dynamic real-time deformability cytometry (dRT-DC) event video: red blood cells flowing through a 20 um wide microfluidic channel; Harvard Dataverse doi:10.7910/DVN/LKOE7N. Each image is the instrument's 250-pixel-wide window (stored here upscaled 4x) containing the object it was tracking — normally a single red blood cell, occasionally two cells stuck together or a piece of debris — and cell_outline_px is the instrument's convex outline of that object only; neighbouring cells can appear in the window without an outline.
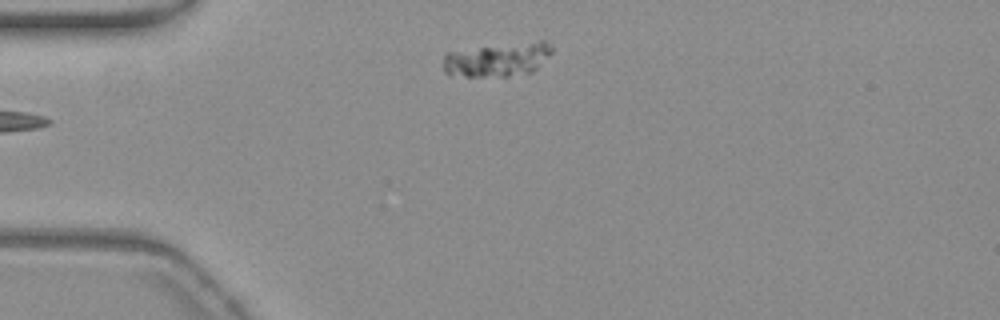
{"species": "common noctule bat (a hibernating species)", "species_latin": "Nyctalus noctula", "temperature_condition": "warm", "stored_images_in_passage": 38, "camera_frame_rate_fps": 3000, "um_per_image_px": 0.085, "animal": {"sex": "female", "body_mass_g": 19.3, "forearm_length_mm": 54.1}, "frame": {"image": 1, "passage_image": 1, "time_ms": 0.0, "image_size_px": [1000, 320], "cell_outline_px": [[552, 52], [532, 72], [508, 76], [448, 76], [444, 72], [444, 56], [448, 52], [540, 40], [544, 40], [552, 44]], "centroid_in_image_um": [42.3, 5.07], "position_along_channel_um": 42.7, "area_um2": 21.15}}
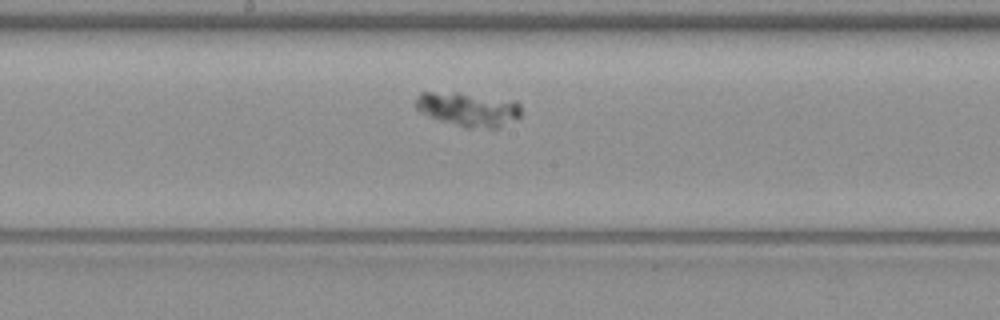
{"frame": {"image": 2, "passage_image": 17, "time_ms": 5.333, "image_size_px": [1000, 320], "cell_outline_px": [[520, 116], [496, 128], [464, 128], [440, 120], [420, 112], [412, 104], [416, 96], [420, 92], [460, 92], [516, 100], [520, 104]], "centroid_in_image_um": [39.75, 9.26], "position_along_channel_um": 208.4, "area_um2": 21.27}}
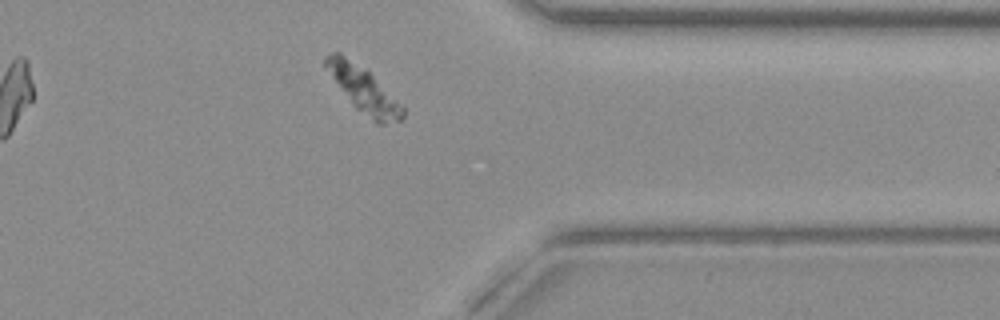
{"frame": {"image": 3, "passage_image": 32, "time_ms": 10.333, "image_size_px": [1000, 320], "cell_outline_px": [[404, 116], [400, 120], [384, 124], [376, 124], [356, 108], [332, 76], [324, 64], [324, 56], [332, 52], [340, 52], [368, 72], [404, 104]], "centroid_in_image_um": [30.97, 7.65], "position_along_channel_um": 380.4, "area_um2": 19.88}}